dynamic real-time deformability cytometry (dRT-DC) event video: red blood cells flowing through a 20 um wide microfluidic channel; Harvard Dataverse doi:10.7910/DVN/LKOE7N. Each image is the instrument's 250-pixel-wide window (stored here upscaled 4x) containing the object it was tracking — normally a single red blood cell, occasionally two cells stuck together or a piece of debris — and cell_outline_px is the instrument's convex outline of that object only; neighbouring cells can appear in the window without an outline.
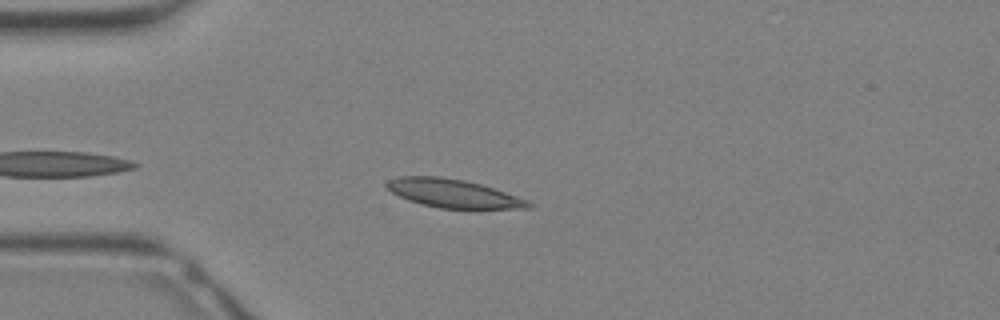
{"species": "Egyptian fruit bat (a non-hibernating species)", "species_latin": "Rousettus aegyptiacus", "temperature_condition": "warm", "stored_images_in_passage": 26, "camera_frame_rate_fps": 3000, "um_per_image_px": 0.085, "animal": {"sex": "female"}, "frame": {"image": 1, "passage_image": 4, "time_ms": 1.0, "image_size_px": [1000, 320], "cell_outline_px": [[532, 208], [440, 208], [408, 200], [392, 192], [384, 184], [388, 180], [396, 176], [440, 176], [464, 180], [480, 184], [528, 200], [532, 204]], "centroid_in_image_um": [38.48, 16.42], "position_along_channel_um": 46.5, "area_um2": 23.12}}
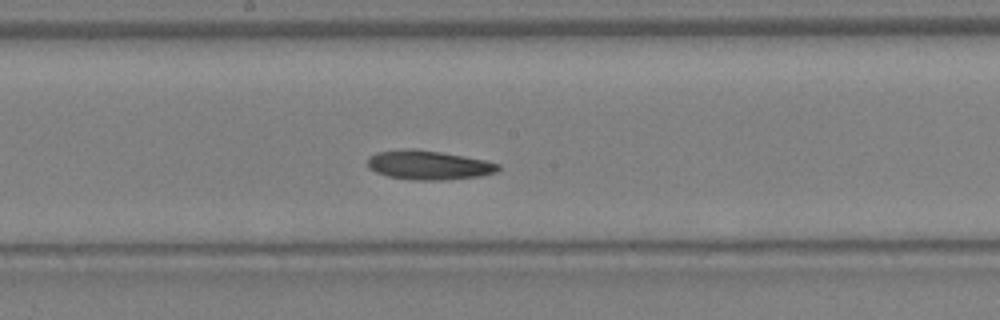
{"frame": {"image": 2, "passage_image": 13, "time_ms": 4.0, "image_size_px": [1000, 320], "cell_outline_px": [[500, 168], [496, 172], [480, 176], [444, 180], [412, 180], [388, 176], [376, 172], [368, 168], [368, 156], [376, 152], [404, 148], [412, 148], [440, 152], [464, 156], [484, 160], [500, 164]], "centroid_in_image_um": [36.4, 14.02], "position_along_channel_um": 211.8, "area_um2": 22.31}}
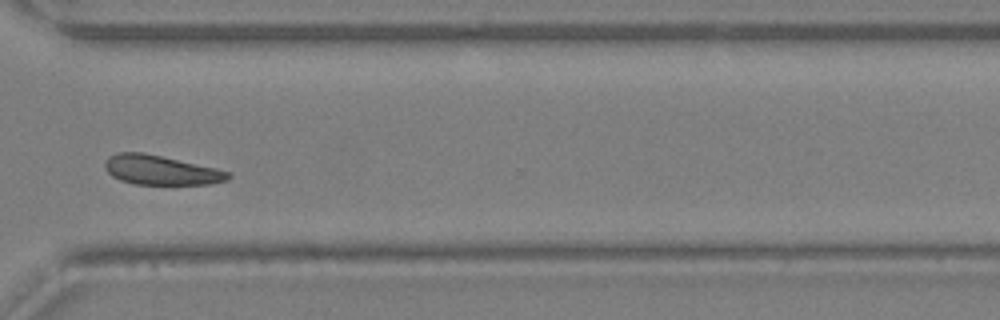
{"frame": {"image": 3, "passage_image": 20, "time_ms": 6.333, "image_size_px": [1000, 320], "cell_outline_px": [[232, 176], [228, 180], [208, 184], [136, 184], [120, 180], [112, 176], [104, 168], [104, 160], [108, 156], [116, 152], [144, 152], [216, 168], [228, 172]], "centroid_in_image_um": [13.63, 14.45], "position_along_channel_um": 357.0, "area_um2": 21.21}}